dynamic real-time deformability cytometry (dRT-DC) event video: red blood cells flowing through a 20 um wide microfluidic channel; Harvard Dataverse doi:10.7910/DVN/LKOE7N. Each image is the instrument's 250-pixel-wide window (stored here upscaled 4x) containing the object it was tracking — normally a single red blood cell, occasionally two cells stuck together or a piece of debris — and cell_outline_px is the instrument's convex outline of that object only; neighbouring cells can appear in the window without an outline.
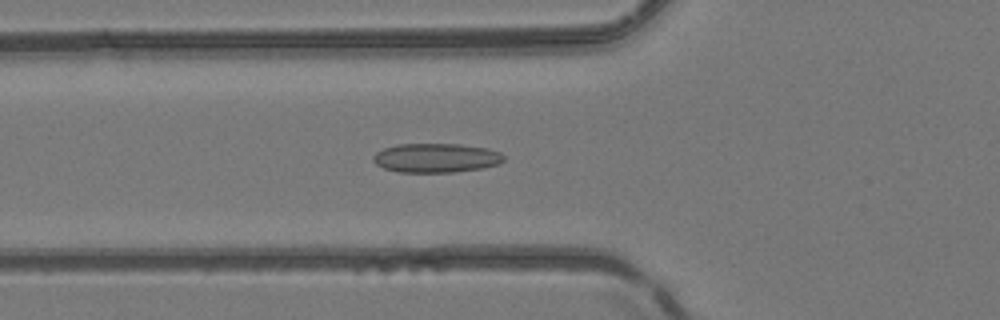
{"species": "common noctule bat (a hibernating species)", "species_latin": "Nyctalus noctula", "temperature_condition": "room temperature", "stored_images_in_passage": 51, "camera_frame_rate_fps": 3000, "um_per_image_px": 0.085, "animal": {"sex": "female", "body_mass_g": 24.6, "forearm_length_mm": 56.2}, "frame": {"image": 1, "passage_image": 19, "time_ms": 6.0, "image_size_px": [1000, 320], "cell_outline_px": [[504, 160], [500, 164], [484, 168], [456, 172], [400, 172], [384, 168], [376, 164], [372, 160], [372, 156], [376, 152], [384, 148], [396, 144], [460, 144], [488, 148], [500, 152], [504, 156]], "centroid_in_image_um": [37.08, 13.42], "position_along_channel_um": 88.7, "area_um2": 22.43}}
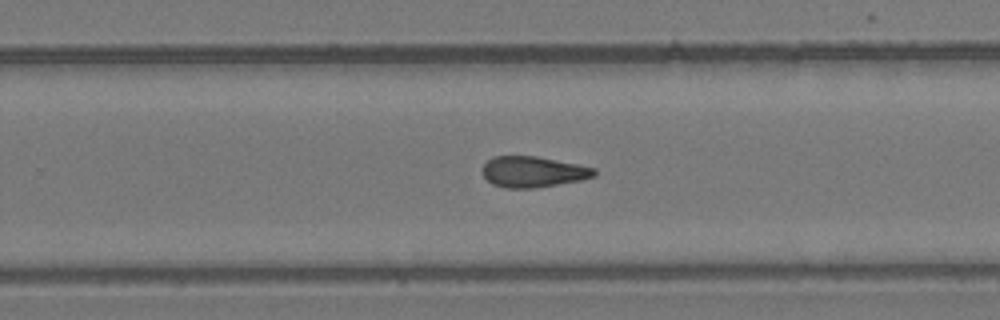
{"frame": {"image": 2, "passage_image": 33, "time_ms": 10.667, "image_size_px": [1000, 320], "cell_outline_px": [[596, 176], [580, 180], [536, 188], [504, 188], [492, 184], [484, 176], [484, 164], [492, 156], [536, 156], [580, 164], [596, 168]], "centroid_in_image_um": [45.34, 14.6], "position_along_channel_um": 284.5, "area_um2": 20.17}}
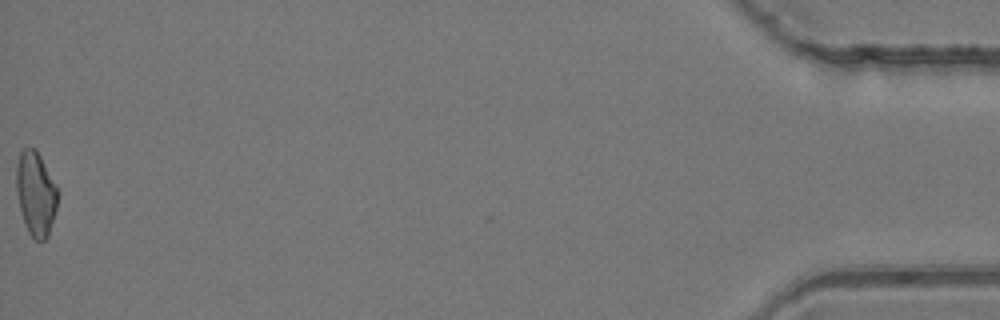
{"frame": {"image": 3, "passage_image": 51, "time_ms": 16.667, "image_size_px": [1000, 320], "cell_outline_px": [[56, 208], [48, 236], [44, 240], [36, 240], [28, 232], [24, 224], [20, 208], [16, 188], [16, 168], [20, 152], [24, 148], [36, 148], [56, 188]], "centroid_in_image_um": [3.0, 16.47], "position_along_channel_um": 432.2, "area_um2": 19.71}, "authors_computed_cell_mechanics": {"area_um2": 20.5768, "velocity_mm_per_s": 4.1866, "shape_relaxation_time_tau1_ms": null, "shape_relaxation_time_tau2_ms": 4.0652, "deformation_change_tau1": null, "deformation_change_tau2": 0.1376}}